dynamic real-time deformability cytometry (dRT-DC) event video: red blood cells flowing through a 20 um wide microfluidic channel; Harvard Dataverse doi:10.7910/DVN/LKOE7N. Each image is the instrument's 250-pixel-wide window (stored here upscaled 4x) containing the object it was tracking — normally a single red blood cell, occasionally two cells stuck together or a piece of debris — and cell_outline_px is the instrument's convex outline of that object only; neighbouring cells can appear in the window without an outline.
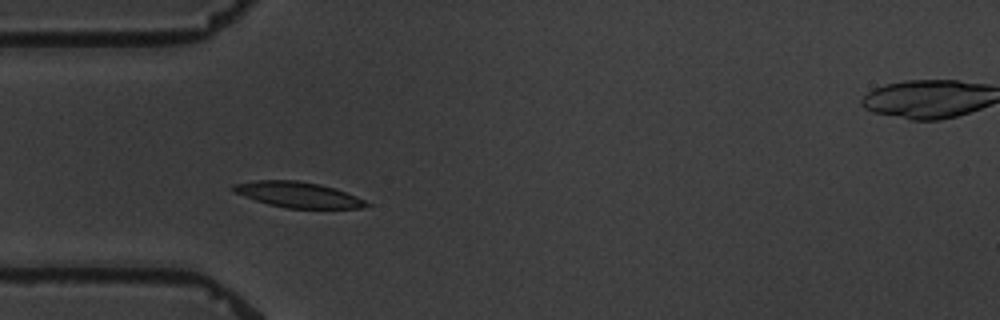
{"species": "common noctule bat (a hibernating species)", "species_latin": "Nyctalus noctula", "temperature_condition": "warm", "stored_images_in_passage": 6, "camera_frame_rate_fps": 3000, "um_per_image_px": 0.085, "animal": {"sex": "male", "body_mass_g": 19.5, "forearm_length_mm": 54.6}, "frame": {"image": 1, "passage_image": 3, "time_ms": 3.0, "image_size_px": [1000, 320], "cell_outline_px": [[372, 204], [364, 208], [288, 208], [268, 204], [232, 192], [232, 184], [256, 180], [296, 180], [320, 184], [336, 188], [356, 196]], "centroid_in_image_um": [25.33, 16.54], "position_along_channel_um": 59.7, "area_um2": 19.88}}
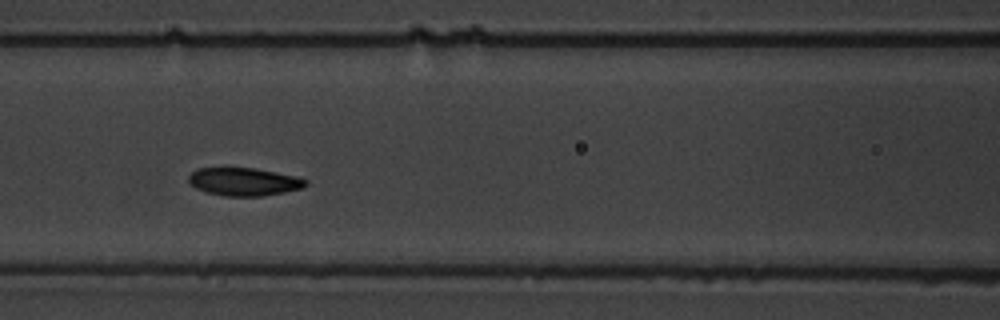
{"frame": {"image": 2, "passage_image": 5, "time_ms": 5.667, "image_size_px": [1000, 320], "cell_outline_px": [[308, 184], [304, 188], [264, 196], [224, 196], [208, 192], [196, 188], [188, 184], [188, 176], [196, 168], [256, 168], [296, 176], [308, 180]], "centroid_in_image_um": [20.75, 15.44], "position_along_channel_um": 145.9, "area_um2": 19.25}}
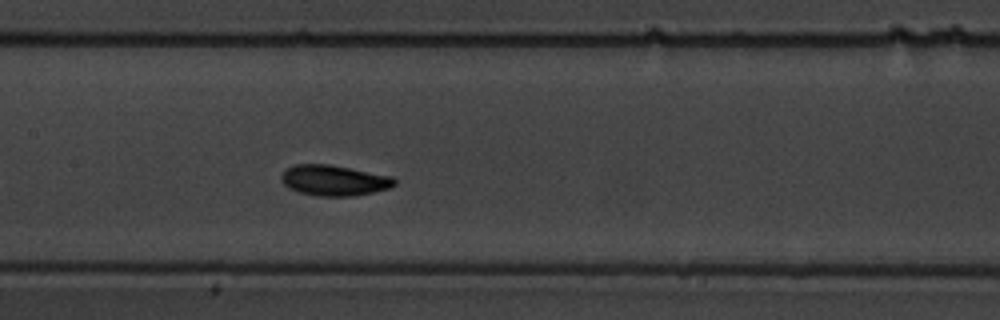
{"frame": {"image": 3, "passage_image": 6, "time_ms": 6.667, "image_size_px": [1000, 320], "cell_outline_px": [[396, 184], [388, 188], [356, 196], [316, 196], [300, 192], [288, 188], [280, 180], [280, 176], [288, 168], [296, 164], [328, 164], [392, 176], [396, 180]], "centroid_in_image_um": [28.38, 15.34], "position_along_channel_um": 179.0, "area_um2": 20.11}}